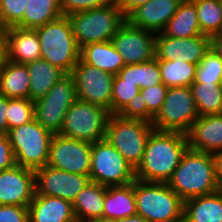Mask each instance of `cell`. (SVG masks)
<instances>
[{"mask_svg":"<svg viewBox=\"0 0 222 222\" xmlns=\"http://www.w3.org/2000/svg\"><path fill=\"white\" fill-rule=\"evenodd\" d=\"M8 112V97L0 94V134L8 133L7 115Z\"/></svg>","mask_w":222,"mask_h":222,"instance_id":"obj_43","label":"cell"},{"mask_svg":"<svg viewBox=\"0 0 222 222\" xmlns=\"http://www.w3.org/2000/svg\"><path fill=\"white\" fill-rule=\"evenodd\" d=\"M183 222H222V189L185 200Z\"/></svg>","mask_w":222,"mask_h":222,"instance_id":"obj_23","label":"cell"},{"mask_svg":"<svg viewBox=\"0 0 222 222\" xmlns=\"http://www.w3.org/2000/svg\"><path fill=\"white\" fill-rule=\"evenodd\" d=\"M150 0H117L123 15L127 17L132 11Z\"/></svg>","mask_w":222,"mask_h":222,"instance_id":"obj_45","label":"cell"},{"mask_svg":"<svg viewBox=\"0 0 222 222\" xmlns=\"http://www.w3.org/2000/svg\"><path fill=\"white\" fill-rule=\"evenodd\" d=\"M118 115L124 118L141 119L150 123L154 118V115L147 109V104L141 93L135 95Z\"/></svg>","mask_w":222,"mask_h":222,"instance_id":"obj_38","label":"cell"},{"mask_svg":"<svg viewBox=\"0 0 222 222\" xmlns=\"http://www.w3.org/2000/svg\"><path fill=\"white\" fill-rule=\"evenodd\" d=\"M222 79V57L210 48L197 65L196 83L220 84Z\"/></svg>","mask_w":222,"mask_h":222,"instance_id":"obj_34","label":"cell"},{"mask_svg":"<svg viewBox=\"0 0 222 222\" xmlns=\"http://www.w3.org/2000/svg\"><path fill=\"white\" fill-rule=\"evenodd\" d=\"M88 222H106V221L99 220V221H88Z\"/></svg>","mask_w":222,"mask_h":222,"instance_id":"obj_49","label":"cell"},{"mask_svg":"<svg viewBox=\"0 0 222 222\" xmlns=\"http://www.w3.org/2000/svg\"><path fill=\"white\" fill-rule=\"evenodd\" d=\"M152 124L141 119L110 114L105 139L136 169L141 163Z\"/></svg>","mask_w":222,"mask_h":222,"instance_id":"obj_6","label":"cell"},{"mask_svg":"<svg viewBox=\"0 0 222 222\" xmlns=\"http://www.w3.org/2000/svg\"><path fill=\"white\" fill-rule=\"evenodd\" d=\"M196 7L202 35L213 36L222 31L221 0H191Z\"/></svg>","mask_w":222,"mask_h":222,"instance_id":"obj_33","label":"cell"},{"mask_svg":"<svg viewBox=\"0 0 222 222\" xmlns=\"http://www.w3.org/2000/svg\"><path fill=\"white\" fill-rule=\"evenodd\" d=\"M198 117L191 87H171L151 124L157 131L186 134Z\"/></svg>","mask_w":222,"mask_h":222,"instance_id":"obj_10","label":"cell"},{"mask_svg":"<svg viewBox=\"0 0 222 222\" xmlns=\"http://www.w3.org/2000/svg\"><path fill=\"white\" fill-rule=\"evenodd\" d=\"M167 184L184 201L218 191L214 156L188 148Z\"/></svg>","mask_w":222,"mask_h":222,"instance_id":"obj_2","label":"cell"},{"mask_svg":"<svg viewBox=\"0 0 222 222\" xmlns=\"http://www.w3.org/2000/svg\"><path fill=\"white\" fill-rule=\"evenodd\" d=\"M109 116L110 112L106 108L76 99L65 114L59 134L95 143L105 139Z\"/></svg>","mask_w":222,"mask_h":222,"instance_id":"obj_8","label":"cell"},{"mask_svg":"<svg viewBox=\"0 0 222 222\" xmlns=\"http://www.w3.org/2000/svg\"><path fill=\"white\" fill-rule=\"evenodd\" d=\"M40 43L41 59L71 74L80 60L81 49L77 45L67 16L35 28Z\"/></svg>","mask_w":222,"mask_h":222,"instance_id":"obj_5","label":"cell"},{"mask_svg":"<svg viewBox=\"0 0 222 222\" xmlns=\"http://www.w3.org/2000/svg\"><path fill=\"white\" fill-rule=\"evenodd\" d=\"M210 48L222 57V31L210 37Z\"/></svg>","mask_w":222,"mask_h":222,"instance_id":"obj_46","label":"cell"},{"mask_svg":"<svg viewBox=\"0 0 222 222\" xmlns=\"http://www.w3.org/2000/svg\"><path fill=\"white\" fill-rule=\"evenodd\" d=\"M0 222H29L28 207L0 205Z\"/></svg>","mask_w":222,"mask_h":222,"instance_id":"obj_41","label":"cell"},{"mask_svg":"<svg viewBox=\"0 0 222 222\" xmlns=\"http://www.w3.org/2000/svg\"><path fill=\"white\" fill-rule=\"evenodd\" d=\"M190 87L199 116L221 114L222 88L220 84L194 82Z\"/></svg>","mask_w":222,"mask_h":222,"instance_id":"obj_32","label":"cell"},{"mask_svg":"<svg viewBox=\"0 0 222 222\" xmlns=\"http://www.w3.org/2000/svg\"><path fill=\"white\" fill-rule=\"evenodd\" d=\"M63 16L59 0H28L21 28L35 29Z\"/></svg>","mask_w":222,"mask_h":222,"instance_id":"obj_29","label":"cell"},{"mask_svg":"<svg viewBox=\"0 0 222 222\" xmlns=\"http://www.w3.org/2000/svg\"><path fill=\"white\" fill-rule=\"evenodd\" d=\"M210 49V37L201 35L191 38H174L156 34L155 58L172 61L180 59L198 65Z\"/></svg>","mask_w":222,"mask_h":222,"instance_id":"obj_16","label":"cell"},{"mask_svg":"<svg viewBox=\"0 0 222 222\" xmlns=\"http://www.w3.org/2000/svg\"><path fill=\"white\" fill-rule=\"evenodd\" d=\"M168 87L163 83L140 89V93L143 96L147 109L155 116L161 109L163 102L168 91Z\"/></svg>","mask_w":222,"mask_h":222,"instance_id":"obj_39","label":"cell"},{"mask_svg":"<svg viewBox=\"0 0 222 222\" xmlns=\"http://www.w3.org/2000/svg\"><path fill=\"white\" fill-rule=\"evenodd\" d=\"M155 39V33L131 26L126 21L111 42L123 57L125 65H133L155 57Z\"/></svg>","mask_w":222,"mask_h":222,"instance_id":"obj_15","label":"cell"},{"mask_svg":"<svg viewBox=\"0 0 222 222\" xmlns=\"http://www.w3.org/2000/svg\"><path fill=\"white\" fill-rule=\"evenodd\" d=\"M29 222H74L73 204L59 197L35 194L28 206Z\"/></svg>","mask_w":222,"mask_h":222,"instance_id":"obj_20","label":"cell"},{"mask_svg":"<svg viewBox=\"0 0 222 222\" xmlns=\"http://www.w3.org/2000/svg\"><path fill=\"white\" fill-rule=\"evenodd\" d=\"M8 29L0 23V65L7 60Z\"/></svg>","mask_w":222,"mask_h":222,"instance_id":"obj_44","label":"cell"},{"mask_svg":"<svg viewBox=\"0 0 222 222\" xmlns=\"http://www.w3.org/2000/svg\"><path fill=\"white\" fill-rule=\"evenodd\" d=\"M138 93H140L139 86H136L135 83L125 82L115 75L112 87L111 114H118Z\"/></svg>","mask_w":222,"mask_h":222,"instance_id":"obj_36","label":"cell"},{"mask_svg":"<svg viewBox=\"0 0 222 222\" xmlns=\"http://www.w3.org/2000/svg\"><path fill=\"white\" fill-rule=\"evenodd\" d=\"M111 222H148V221L143 217H141L140 215L136 214L123 219L114 220Z\"/></svg>","mask_w":222,"mask_h":222,"instance_id":"obj_48","label":"cell"},{"mask_svg":"<svg viewBox=\"0 0 222 222\" xmlns=\"http://www.w3.org/2000/svg\"><path fill=\"white\" fill-rule=\"evenodd\" d=\"M89 182V176L58 170L49 165L35 170V194L59 197L72 203Z\"/></svg>","mask_w":222,"mask_h":222,"instance_id":"obj_14","label":"cell"},{"mask_svg":"<svg viewBox=\"0 0 222 222\" xmlns=\"http://www.w3.org/2000/svg\"><path fill=\"white\" fill-rule=\"evenodd\" d=\"M60 8L64 16L69 14L100 8L106 6L112 0H59Z\"/></svg>","mask_w":222,"mask_h":222,"instance_id":"obj_40","label":"cell"},{"mask_svg":"<svg viewBox=\"0 0 222 222\" xmlns=\"http://www.w3.org/2000/svg\"><path fill=\"white\" fill-rule=\"evenodd\" d=\"M90 181L103 186H123L136 179L135 169L106 140L92 143Z\"/></svg>","mask_w":222,"mask_h":222,"instance_id":"obj_9","label":"cell"},{"mask_svg":"<svg viewBox=\"0 0 222 222\" xmlns=\"http://www.w3.org/2000/svg\"><path fill=\"white\" fill-rule=\"evenodd\" d=\"M74 79L66 74L44 95L34 101V118L45 129L59 134L68 108L76 101Z\"/></svg>","mask_w":222,"mask_h":222,"instance_id":"obj_11","label":"cell"},{"mask_svg":"<svg viewBox=\"0 0 222 222\" xmlns=\"http://www.w3.org/2000/svg\"><path fill=\"white\" fill-rule=\"evenodd\" d=\"M188 148L186 134L153 130L149 135L143 159L135 169L136 179L167 183Z\"/></svg>","mask_w":222,"mask_h":222,"instance_id":"obj_1","label":"cell"},{"mask_svg":"<svg viewBox=\"0 0 222 222\" xmlns=\"http://www.w3.org/2000/svg\"><path fill=\"white\" fill-rule=\"evenodd\" d=\"M117 75L125 82L135 83L140 89L162 84L159 63L155 57L139 64L125 65Z\"/></svg>","mask_w":222,"mask_h":222,"instance_id":"obj_30","label":"cell"},{"mask_svg":"<svg viewBox=\"0 0 222 222\" xmlns=\"http://www.w3.org/2000/svg\"><path fill=\"white\" fill-rule=\"evenodd\" d=\"M161 33L174 38L201 36L195 4L191 0H182L178 10Z\"/></svg>","mask_w":222,"mask_h":222,"instance_id":"obj_28","label":"cell"},{"mask_svg":"<svg viewBox=\"0 0 222 222\" xmlns=\"http://www.w3.org/2000/svg\"><path fill=\"white\" fill-rule=\"evenodd\" d=\"M213 156L215 159L217 180H218L220 189H222V150L216 152Z\"/></svg>","mask_w":222,"mask_h":222,"instance_id":"obj_47","label":"cell"},{"mask_svg":"<svg viewBox=\"0 0 222 222\" xmlns=\"http://www.w3.org/2000/svg\"><path fill=\"white\" fill-rule=\"evenodd\" d=\"M67 17L80 49L90 43L111 41L118 29L126 22L117 0H112L100 8L69 14Z\"/></svg>","mask_w":222,"mask_h":222,"instance_id":"obj_3","label":"cell"},{"mask_svg":"<svg viewBox=\"0 0 222 222\" xmlns=\"http://www.w3.org/2000/svg\"><path fill=\"white\" fill-rule=\"evenodd\" d=\"M71 75L74 79L78 100L102 106L111 114L112 87L115 75L86 64L81 58L73 67Z\"/></svg>","mask_w":222,"mask_h":222,"instance_id":"obj_12","label":"cell"},{"mask_svg":"<svg viewBox=\"0 0 222 222\" xmlns=\"http://www.w3.org/2000/svg\"><path fill=\"white\" fill-rule=\"evenodd\" d=\"M16 165L37 170L47 165L52 132L40 125L35 118L18 127L9 129Z\"/></svg>","mask_w":222,"mask_h":222,"instance_id":"obj_7","label":"cell"},{"mask_svg":"<svg viewBox=\"0 0 222 222\" xmlns=\"http://www.w3.org/2000/svg\"><path fill=\"white\" fill-rule=\"evenodd\" d=\"M137 214L134 182L108 186L105 191L103 221L111 222Z\"/></svg>","mask_w":222,"mask_h":222,"instance_id":"obj_22","label":"cell"},{"mask_svg":"<svg viewBox=\"0 0 222 222\" xmlns=\"http://www.w3.org/2000/svg\"><path fill=\"white\" fill-rule=\"evenodd\" d=\"M182 0H150L132 11L126 21L134 27L161 33Z\"/></svg>","mask_w":222,"mask_h":222,"instance_id":"obj_18","label":"cell"},{"mask_svg":"<svg viewBox=\"0 0 222 222\" xmlns=\"http://www.w3.org/2000/svg\"><path fill=\"white\" fill-rule=\"evenodd\" d=\"M27 65L6 60L0 65V94L8 98H29Z\"/></svg>","mask_w":222,"mask_h":222,"instance_id":"obj_26","label":"cell"},{"mask_svg":"<svg viewBox=\"0 0 222 222\" xmlns=\"http://www.w3.org/2000/svg\"><path fill=\"white\" fill-rule=\"evenodd\" d=\"M162 83L168 88L190 87L196 76L197 65L180 59L165 61L158 60Z\"/></svg>","mask_w":222,"mask_h":222,"instance_id":"obj_31","label":"cell"},{"mask_svg":"<svg viewBox=\"0 0 222 222\" xmlns=\"http://www.w3.org/2000/svg\"><path fill=\"white\" fill-rule=\"evenodd\" d=\"M186 137L191 150L212 155L222 150V114L199 116Z\"/></svg>","mask_w":222,"mask_h":222,"instance_id":"obj_19","label":"cell"},{"mask_svg":"<svg viewBox=\"0 0 222 222\" xmlns=\"http://www.w3.org/2000/svg\"><path fill=\"white\" fill-rule=\"evenodd\" d=\"M92 143L54 134L47 165L58 170L90 175Z\"/></svg>","mask_w":222,"mask_h":222,"instance_id":"obj_13","label":"cell"},{"mask_svg":"<svg viewBox=\"0 0 222 222\" xmlns=\"http://www.w3.org/2000/svg\"><path fill=\"white\" fill-rule=\"evenodd\" d=\"M6 118L8 131L32 121L34 119V101L29 98H8Z\"/></svg>","mask_w":222,"mask_h":222,"instance_id":"obj_35","label":"cell"},{"mask_svg":"<svg viewBox=\"0 0 222 222\" xmlns=\"http://www.w3.org/2000/svg\"><path fill=\"white\" fill-rule=\"evenodd\" d=\"M80 58L86 63L113 75L125 66L123 57L111 41L90 43L81 48Z\"/></svg>","mask_w":222,"mask_h":222,"instance_id":"obj_25","label":"cell"},{"mask_svg":"<svg viewBox=\"0 0 222 222\" xmlns=\"http://www.w3.org/2000/svg\"><path fill=\"white\" fill-rule=\"evenodd\" d=\"M28 0H0V23L17 26L22 20Z\"/></svg>","mask_w":222,"mask_h":222,"instance_id":"obj_37","label":"cell"},{"mask_svg":"<svg viewBox=\"0 0 222 222\" xmlns=\"http://www.w3.org/2000/svg\"><path fill=\"white\" fill-rule=\"evenodd\" d=\"M26 65L30 75L29 99L31 101L42 98L66 75L60 68L43 59L34 60Z\"/></svg>","mask_w":222,"mask_h":222,"instance_id":"obj_27","label":"cell"},{"mask_svg":"<svg viewBox=\"0 0 222 222\" xmlns=\"http://www.w3.org/2000/svg\"><path fill=\"white\" fill-rule=\"evenodd\" d=\"M137 214L148 222H183L184 200L167 183L134 180Z\"/></svg>","mask_w":222,"mask_h":222,"instance_id":"obj_4","label":"cell"},{"mask_svg":"<svg viewBox=\"0 0 222 222\" xmlns=\"http://www.w3.org/2000/svg\"><path fill=\"white\" fill-rule=\"evenodd\" d=\"M35 193L34 170L15 165L0 171V205L28 207Z\"/></svg>","mask_w":222,"mask_h":222,"instance_id":"obj_17","label":"cell"},{"mask_svg":"<svg viewBox=\"0 0 222 222\" xmlns=\"http://www.w3.org/2000/svg\"><path fill=\"white\" fill-rule=\"evenodd\" d=\"M16 165L11 142L7 134H0V171Z\"/></svg>","mask_w":222,"mask_h":222,"instance_id":"obj_42","label":"cell"},{"mask_svg":"<svg viewBox=\"0 0 222 222\" xmlns=\"http://www.w3.org/2000/svg\"><path fill=\"white\" fill-rule=\"evenodd\" d=\"M38 59H41V50L36 29L9 27L7 60L26 65Z\"/></svg>","mask_w":222,"mask_h":222,"instance_id":"obj_21","label":"cell"},{"mask_svg":"<svg viewBox=\"0 0 222 222\" xmlns=\"http://www.w3.org/2000/svg\"><path fill=\"white\" fill-rule=\"evenodd\" d=\"M107 187L95 182L87 186L76 196L73 209L78 221H103L104 198Z\"/></svg>","mask_w":222,"mask_h":222,"instance_id":"obj_24","label":"cell"}]
</instances>
